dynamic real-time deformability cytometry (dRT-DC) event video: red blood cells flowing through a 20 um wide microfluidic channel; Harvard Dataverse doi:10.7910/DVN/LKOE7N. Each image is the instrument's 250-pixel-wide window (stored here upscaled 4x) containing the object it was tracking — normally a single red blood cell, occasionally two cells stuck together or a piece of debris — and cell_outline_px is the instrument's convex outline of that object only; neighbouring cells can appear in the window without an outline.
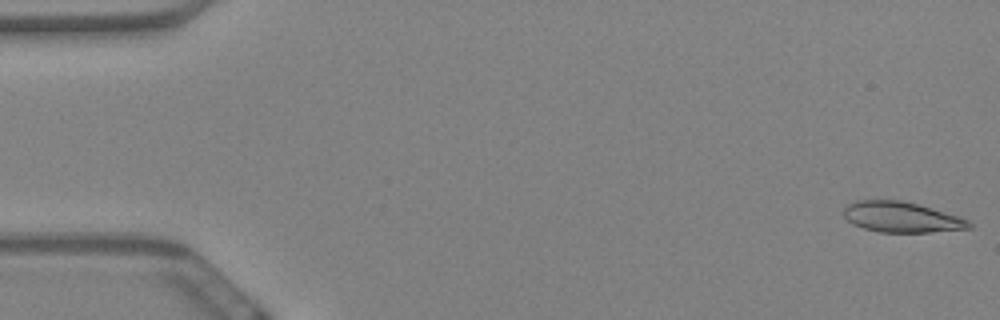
{"species": "Egyptian fruit bat (a non-hibernating species)", "species_latin": "Rousettus aegyptiacus", "temperature_condition": "warm", "stored_images_in_passage": 59, "camera_frame_rate_fps": 3000, "um_per_image_px": 0.085, "animal": {"sex": "female"}, "frame": {"image": 1, "passage_image": 1, "time_ms": 0.0, "image_size_px": [1000, 320], "cell_outline_px": [[972, 228], [932, 232], [880, 232], [864, 228], [852, 224], [844, 216], [844, 208], [848, 204], [856, 200], [900, 200], [920, 204], [968, 220], [972, 224]], "centroid_in_image_um": [76.61, 18.45], "position_along_channel_um": 8.4, "area_um2": 22.2}}
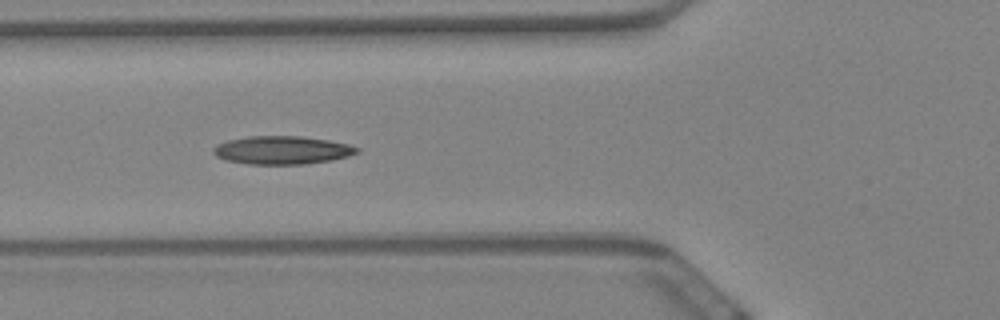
{"frame": {"image": 2, "passage_image": 22, "time_ms": 7.0, "image_size_px": [1000, 320], "cell_outline_px": [[360, 152], [348, 156], [332, 160], [304, 164], [248, 164], [224, 160], [216, 156], [212, 152], [212, 148], [216, 144], [228, 140], [248, 136], [300, 136], [328, 140], [348, 144], [360, 148]], "centroid_in_image_um": [23.96, 12.76], "position_along_channel_um": 101.8, "area_um2": 23.76}}
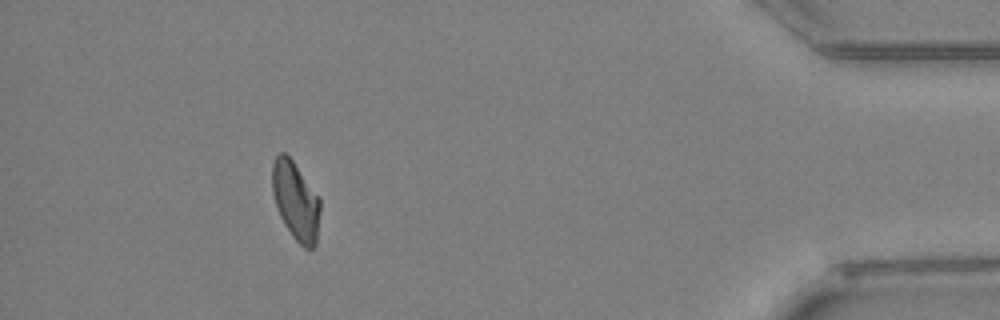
{"frame": {"image": 3, "passage_image": 54, "time_ms": 17.667, "image_size_px": [1000, 320], "cell_outline_px": [[320, 212], [316, 244], [312, 248], [304, 248], [292, 236], [284, 224], [280, 216], [272, 192], [272, 164], [276, 156], [280, 152], [284, 152], [292, 160], [320, 196]], "centroid_in_image_um": [25.14, 17.07], "position_along_channel_um": 410.1, "area_um2": 21.96}, "authors_computed_cell_mechanics": {"area_um2": 22.3686, "velocity_mm_per_s": 3.4246, "shape_relaxation_time_tau1_ms": null, "shape_relaxation_time_tau2_ms": 7.3562, "deformation_change_tau1": null, "deformation_change_tau2": 0.1523}}